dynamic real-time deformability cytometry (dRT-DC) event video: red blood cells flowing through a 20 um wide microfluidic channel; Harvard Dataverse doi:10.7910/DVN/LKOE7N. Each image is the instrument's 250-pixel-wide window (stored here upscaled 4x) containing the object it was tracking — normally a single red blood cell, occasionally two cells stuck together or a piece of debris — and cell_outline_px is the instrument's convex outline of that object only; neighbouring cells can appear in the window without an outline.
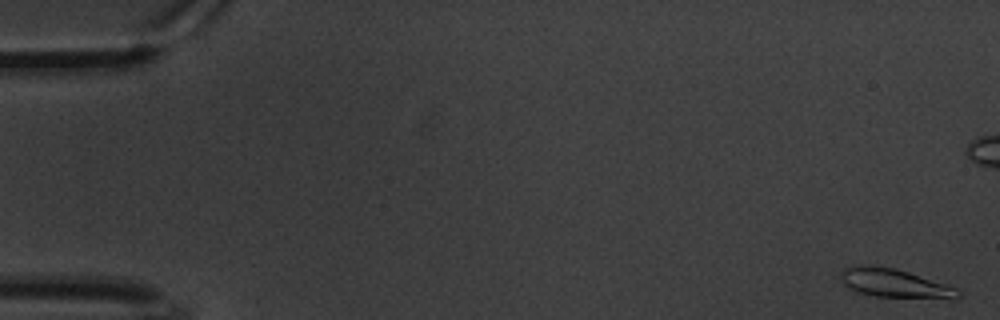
{"species": "common noctule bat (a hibernating species)", "species_latin": "Nyctalus noctula", "temperature_condition": "warm", "stored_images_in_passage": 63, "camera_frame_rate_fps": 3000, "um_per_image_px": 0.085, "animal": {"sex": "male", "body_mass_g": 20.1, "forearm_length_mm": 53.5}, "frame": {"image": 1, "passage_image": 2, "time_ms": 0.333, "image_size_px": [1000, 320], "cell_outline_px": [[960, 296], [876, 296], [856, 292], [848, 288], [840, 280], [840, 272], [844, 268], [860, 264], [868, 264], [896, 268], [956, 288], [960, 292]], "centroid_in_image_um": [75.82, 24.01], "position_along_channel_um": 9.2, "area_um2": 18.79}}
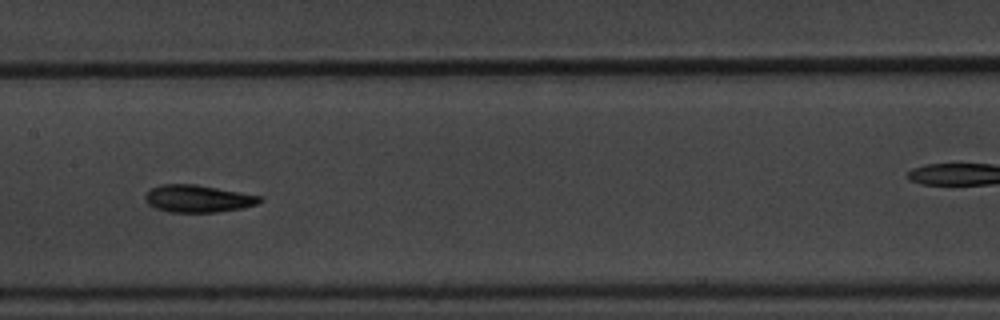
{"frame": {"image": 2, "passage_image": 32, "time_ms": 10.333, "image_size_px": [1000, 320], "cell_outline_px": [[264, 200], [256, 204], [244, 208], [216, 212], [168, 212], [156, 208], [148, 204], [144, 200], [144, 196], [152, 188], [160, 184], [196, 184], [264, 196]], "centroid_in_image_um": [16.86, 16.88], "position_along_channel_um": 190.5, "area_um2": 18.44}}
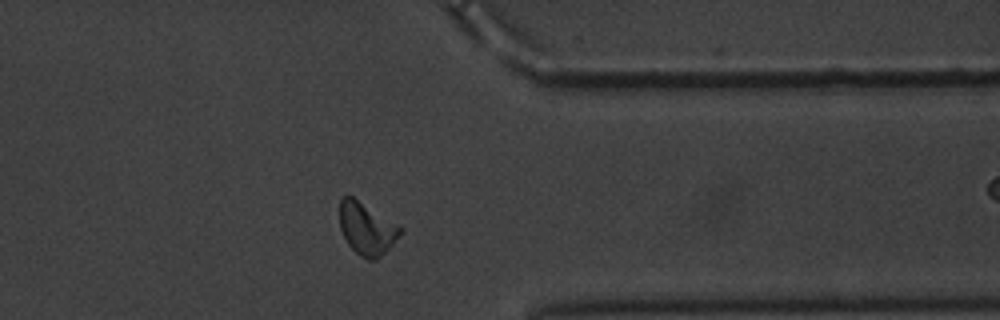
{"frame": {"image": 3, "passage_image": 50, "time_ms": 16.333, "image_size_px": [1000, 320], "cell_outline_px": [[404, 232], [376, 260], [368, 260], [360, 256], [348, 244], [340, 228], [340, 200], [344, 196], [352, 196], [404, 228]], "centroid_in_image_um": [31.19, 19.44], "position_along_channel_um": 380.2, "area_um2": 18.32}, "authors_computed_cell_mechanics": {"area_um2": 17.7446, "velocity_mm_per_s": 3.2782, "shape_relaxation_time_tau1_ms": 3.9853, "shape_relaxation_time_tau2_ms": 4.0979, "deformation_change_tau1": 0.1293, "deformation_change_tau2": 0.0991}}